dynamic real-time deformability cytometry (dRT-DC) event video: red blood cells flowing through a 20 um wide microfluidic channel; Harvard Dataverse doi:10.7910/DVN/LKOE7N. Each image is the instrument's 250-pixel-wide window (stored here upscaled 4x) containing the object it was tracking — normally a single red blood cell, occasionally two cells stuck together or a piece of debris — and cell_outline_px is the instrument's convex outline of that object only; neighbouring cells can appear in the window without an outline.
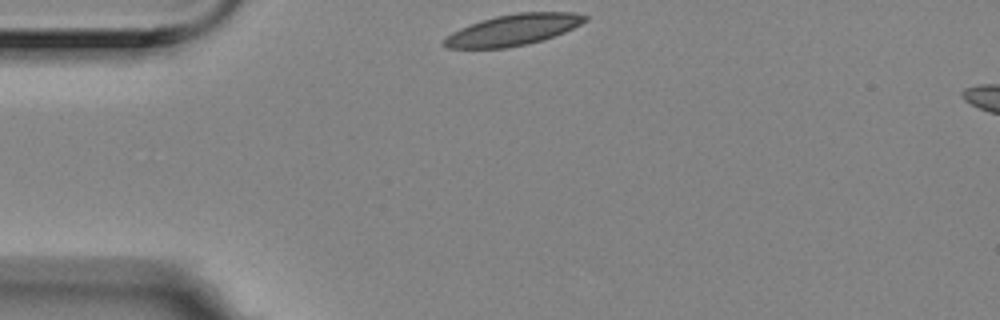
{"species": "Egyptian fruit bat (a non-hibernating species)", "species_latin": "Rousettus aegyptiacus", "temperature_condition": "room temperature", "stored_images_in_passage": 2, "camera_frame_rate_fps": 3000, "um_per_image_px": 0.085, "animal": {"sex": "female"}, "frame": {"image": 1, "passage_image": 1, "time_ms": 0.0, "image_size_px": [1000, 320], "cell_outline_px": [[588, 20], [564, 32], [528, 44], [508, 48], [448, 48], [440, 44], [452, 32], [460, 28], [480, 20], [496, 16], [516, 12], [572, 12], [588, 16]], "centroid_in_image_um": [43.6, 2.53], "position_along_channel_um": 41.4, "area_um2": 25.43}}